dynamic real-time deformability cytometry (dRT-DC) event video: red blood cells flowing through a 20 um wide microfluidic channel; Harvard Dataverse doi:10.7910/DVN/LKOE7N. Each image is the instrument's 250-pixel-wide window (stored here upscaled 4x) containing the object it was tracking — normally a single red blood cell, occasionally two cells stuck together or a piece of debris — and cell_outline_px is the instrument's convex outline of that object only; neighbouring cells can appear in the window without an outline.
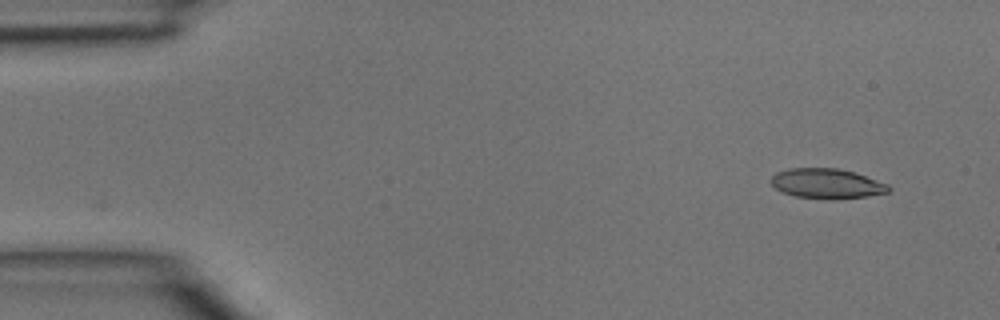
{"species": "common noctule bat (a hibernating species)", "species_latin": "Nyctalus noctula", "temperature_condition": "room temperature", "stored_images_in_passage": 40, "camera_frame_rate_fps": 3000, "um_per_image_px": 0.085, "animal": {"sex": "male", "body_mass_g": 15.6}, "frame": {"image": 1, "passage_image": 1, "time_ms": 0.0, "image_size_px": [1000, 320], "cell_outline_px": [[892, 188], [888, 192], [868, 196], [836, 200], [832, 200], [796, 196], [784, 192], [776, 188], [768, 180], [776, 172], [788, 168], [836, 168], [852, 172], [888, 184]], "centroid_in_image_um": [70.26, 15.61], "position_along_channel_um": 14.7, "area_um2": 20.52}}
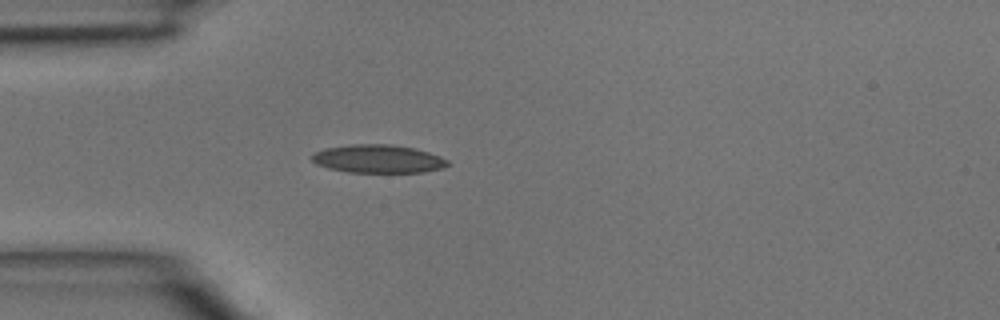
{"frame": {"image": 2, "passage_image": 10, "time_ms": 3.0, "image_size_px": [1000, 320], "cell_outline_px": [[448, 164], [440, 168], [424, 172], [348, 172], [328, 168], [316, 164], [312, 160], [312, 156], [316, 152], [324, 148], [352, 144], [392, 144], [412, 148], [428, 152], [440, 156], [448, 160]], "centroid_in_image_um": [32.12, 13.5], "position_along_channel_um": 52.9, "area_um2": 22.14}}
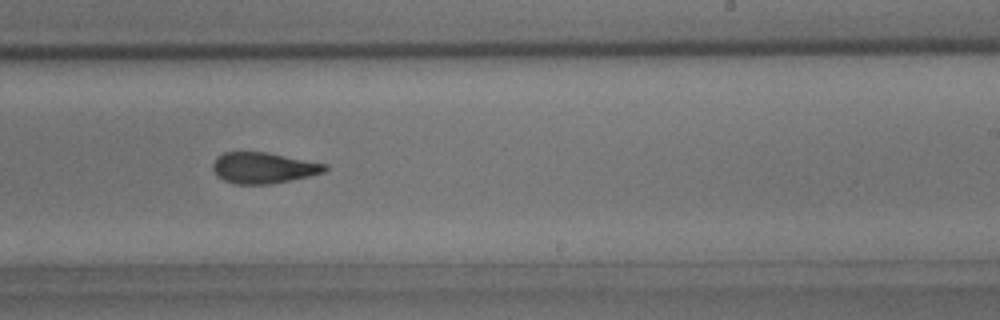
{"frame": {"image": 3, "passage_image": 25, "time_ms": 8.0, "image_size_px": [1000, 320], "cell_outline_px": [[328, 168], [324, 172], [292, 180], [272, 184], [236, 184], [224, 180], [216, 176], [212, 168], [212, 164], [216, 156], [224, 152], [268, 152], [328, 164]], "centroid_in_image_um": [22.38, 14.26], "position_along_channel_um": 266.6, "area_um2": 20.46}}